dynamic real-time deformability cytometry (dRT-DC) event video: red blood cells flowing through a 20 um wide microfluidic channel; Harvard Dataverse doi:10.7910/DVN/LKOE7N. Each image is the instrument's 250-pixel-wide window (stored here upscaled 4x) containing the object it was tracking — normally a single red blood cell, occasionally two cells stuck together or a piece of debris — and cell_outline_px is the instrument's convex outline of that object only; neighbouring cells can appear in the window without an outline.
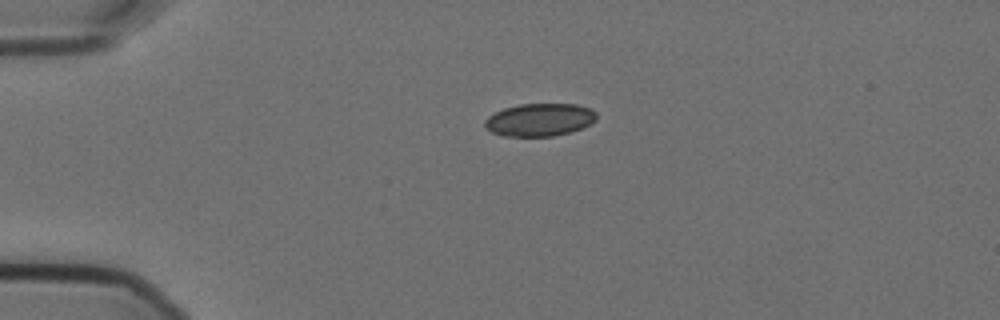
{"species": "Egyptian fruit bat (a non-hibernating species)", "species_latin": "Rousettus aegyptiacus", "temperature_condition": "cold", "stored_images_in_passage": 44, "camera_frame_rate_fps": 3000, "um_per_image_px": 0.085, "animal": {"sex": "female"}, "frame": {"image": 1, "passage_image": 1, "time_ms": 0.0, "image_size_px": [1000, 320], "cell_outline_px": [[596, 120], [580, 128], [568, 132], [552, 136], [504, 136], [492, 132], [484, 128], [484, 120], [488, 116], [504, 108], [520, 104], [576, 104], [592, 108], [596, 112]], "centroid_in_image_um": [45.84, 10.17], "position_along_channel_um": 39.2, "area_um2": 21.27}}
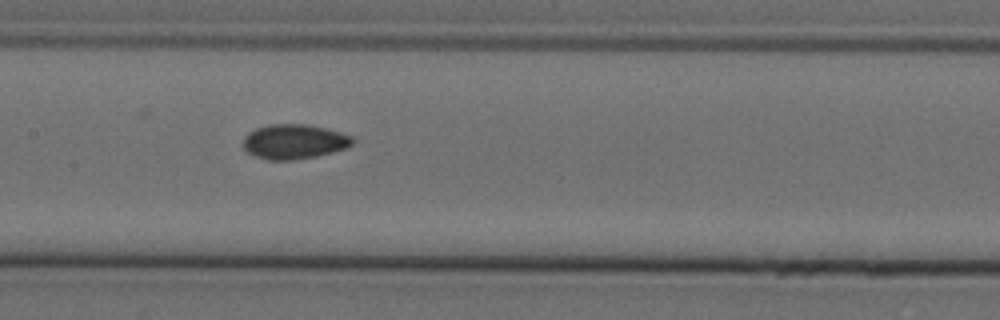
{"frame": {"image": 2, "passage_image": 16, "time_ms": 5.0, "image_size_px": [1000, 320], "cell_outline_px": [[356, 140], [352, 144], [344, 148], [332, 152], [316, 156], [292, 160], [268, 160], [256, 156], [248, 152], [244, 148], [244, 136], [248, 132], [256, 128], [268, 124], [308, 124], [340, 132], [352, 136]], "centroid_in_image_um": [25.0, 12.03], "position_along_channel_um": 182.4, "area_um2": 22.08}}
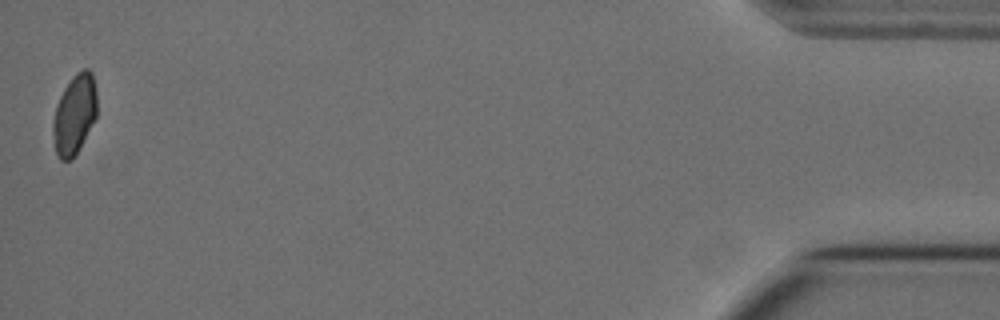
{"frame": {"image": 3, "passage_image": 44, "time_ms": 14.333, "image_size_px": [1000, 320], "cell_outline_px": [[96, 116], [80, 148], [72, 160], [60, 160], [56, 152], [52, 132], [52, 120], [56, 104], [64, 88], [72, 76], [76, 72], [84, 68], [88, 68], [92, 72], [96, 88]], "centroid_in_image_um": [6.32, 9.71], "position_along_channel_um": 428.9, "area_um2": 20.63}, "authors_computed_cell_mechanics": {"area_um2": 21.5594, "velocity_mm_per_s": 3.5702, "shape_relaxation_time_tau1_ms": null, "shape_relaxation_time_tau2_ms": 2.283, "deformation_change_tau1": null, "deformation_change_tau2": 0.0451}}